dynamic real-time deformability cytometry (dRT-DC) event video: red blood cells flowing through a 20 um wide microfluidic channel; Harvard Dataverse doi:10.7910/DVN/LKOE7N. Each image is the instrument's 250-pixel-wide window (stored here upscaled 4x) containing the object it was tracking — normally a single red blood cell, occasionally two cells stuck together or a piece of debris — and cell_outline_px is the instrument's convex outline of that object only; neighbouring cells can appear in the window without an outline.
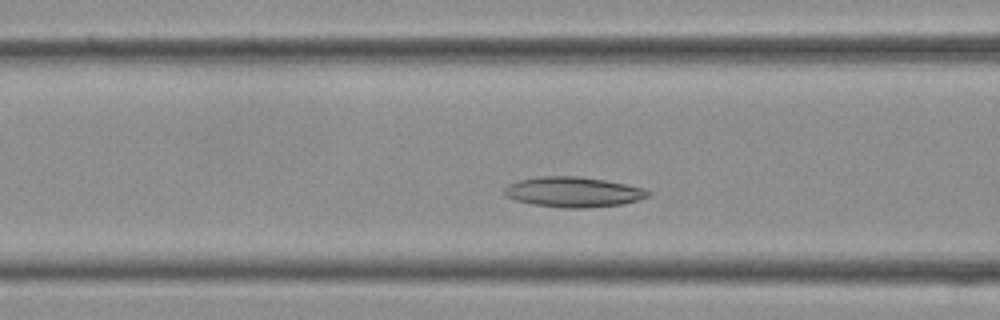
{"species": "Egyptian fruit bat (a non-hibernating species)", "species_latin": "Rousettus aegyptiacus", "temperature_condition": "cold", "stored_images_in_passage": 32, "camera_frame_rate_fps": 3000, "um_per_image_px": 0.085, "frame": {"image": 1, "passage_image": 9, "time_ms": 2.667, "image_size_px": [1000, 320], "cell_outline_px": [[652, 192], [648, 196], [624, 204], [584, 208], [564, 208], [532, 204], [516, 200], [504, 196], [504, 188], [508, 184], [520, 180], [540, 176], [580, 176], [604, 180], [644, 188]], "centroid_in_image_um": [48.71, 16.32], "position_along_channel_um": 117.9, "area_um2": 25.26}}
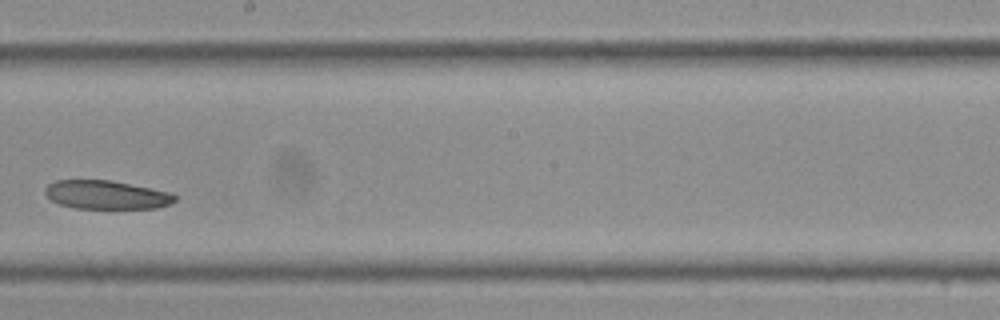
{"frame": {"image": 2, "passage_image": 16, "time_ms": 5.0, "image_size_px": [1000, 320], "cell_outline_px": [[176, 200], [168, 204], [156, 208], [76, 208], [60, 204], [52, 200], [44, 192], [44, 188], [48, 184], [56, 180], [108, 180], [172, 192], [176, 196]], "centroid_in_image_um": [9.04, 16.55], "position_along_channel_um": 239.2, "area_um2": 21.44}}
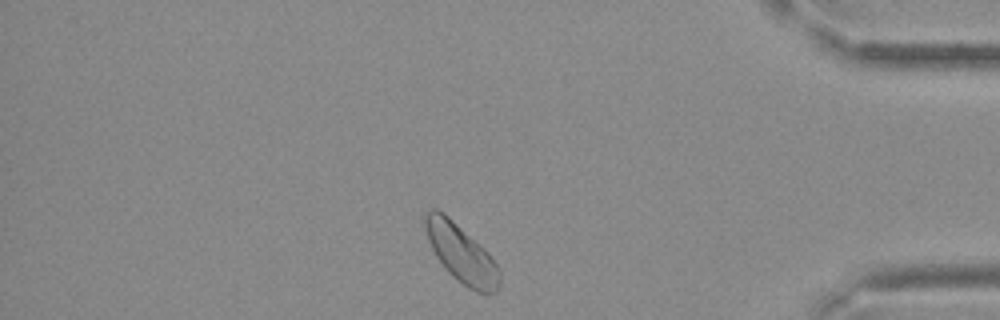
{"frame": {"image": 3, "passage_image": 27, "time_ms": 8.667, "image_size_px": [1000, 320], "cell_outline_px": [[500, 288], [496, 292], [476, 292], [468, 288], [452, 276], [448, 272], [436, 256], [428, 240], [424, 224], [424, 212], [432, 208], [436, 208], [444, 212], [484, 248], [488, 252], [500, 268]], "centroid_in_image_um": [39.21, 21.53], "position_along_channel_um": 396.0, "area_um2": 25.26}}